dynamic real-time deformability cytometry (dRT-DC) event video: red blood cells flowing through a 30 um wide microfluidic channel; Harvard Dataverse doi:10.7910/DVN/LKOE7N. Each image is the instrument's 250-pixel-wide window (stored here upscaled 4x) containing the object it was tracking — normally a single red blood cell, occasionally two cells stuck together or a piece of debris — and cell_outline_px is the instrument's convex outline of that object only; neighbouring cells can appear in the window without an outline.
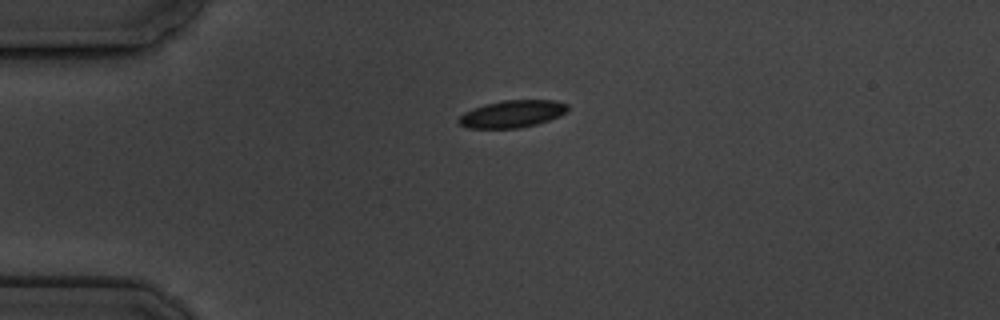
{"species": "common noctule bat (a hibernating species)", "species_latin": "Nyctalus noctula", "temperature_condition": "cold", "stored_images_in_passage": 2, "camera_frame_rate_fps": 3000, "um_per_image_px": 0.085, "animal": {"sex": "male", "body_mass_g": 19.5, "forearm_length_mm": 54.6}, "frame": {"image": 1, "passage_image": 1, "time_ms": 0.0, "image_size_px": [1000, 320], "cell_outline_px": [[568, 108], [560, 116], [536, 124], [520, 128], [468, 128], [460, 124], [456, 120], [464, 112], [472, 108], [484, 104], [500, 100], [556, 100], [568, 104]], "centroid_in_image_um": [43.51, 9.67], "position_along_channel_um": 41.5, "area_um2": 17.4}}